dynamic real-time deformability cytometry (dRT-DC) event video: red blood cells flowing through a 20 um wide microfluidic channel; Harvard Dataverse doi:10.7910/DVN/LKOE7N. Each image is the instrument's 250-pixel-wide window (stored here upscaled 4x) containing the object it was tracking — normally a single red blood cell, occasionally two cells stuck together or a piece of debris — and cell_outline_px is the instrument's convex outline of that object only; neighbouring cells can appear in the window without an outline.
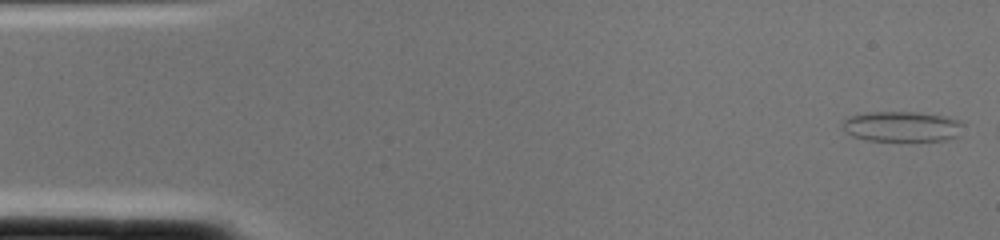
{"species": "common noctule bat (a hibernating species)", "species_latin": "Nyctalus noctula", "temperature_condition": "cold", "stored_images_in_passage": 2, "camera_frame_rate_fps": 3000, "um_per_image_px": 0.085, "animal": {"sex": "female", "body_mass_g": 22.0, "forearm_length_mm": 56.7}, "frame": {"image": 1, "passage_image": 1, "time_ms": 0.0, "image_size_px": [1000, 240], "cell_outline_px": [[964, 124], [960, 136], [948, 140], [868, 140], [852, 136], [840, 128], [840, 124], [848, 116], [872, 112], [912, 112], [948, 116], [960, 120]], "centroid_in_image_um": [76.68, 10.75], "position_along_channel_um": 8.3, "area_um2": 21.56}}